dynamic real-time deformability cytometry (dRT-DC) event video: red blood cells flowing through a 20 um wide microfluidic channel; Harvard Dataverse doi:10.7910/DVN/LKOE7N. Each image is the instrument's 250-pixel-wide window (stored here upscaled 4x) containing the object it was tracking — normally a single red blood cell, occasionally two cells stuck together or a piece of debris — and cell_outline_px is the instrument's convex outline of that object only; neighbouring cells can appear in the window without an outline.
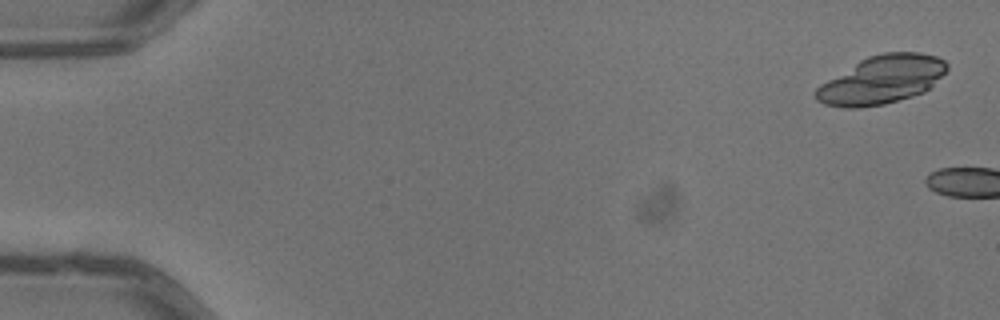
{"species": "common noctule bat (a hibernating species)", "species_latin": "Nyctalus noctula", "temperature_condition": "warm", "stored_images_in_passage": 2, "camera_frame_rate_fps": 3000, "um_per_image_px": 0.085, "animal": {"sex": "male", "body_mass_g": 13.3}, "frame": {"image": 1, "passage_image": 1, "time_ms": 0.0, "image_size_px": [1000, 320], "cell_outline_px": [[948, 68], [924, 92], [912, 96], [884, 104], [860, 108], [844, 108], [824, 104], [816, 100], [812, 92], [820, 84], [860, 60], [868, 56], [884, 52], [920, 52], [936, 56], [944, 60], [948, 64]], "centroid_in_image_um": [74.9, 6.78], "position_along_channel_um": 10.1, "area_um2": 36.7}}